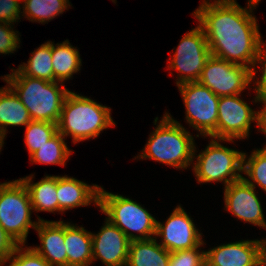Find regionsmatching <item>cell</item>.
I'll use <instances>...</instances> for the list:
<instances>
[{"mask_svg":"<svg viewBox=\"0 0 266 266\" xmlns=\"http://www.w3.org/2000/svg\"><path fill=\"white\" fill-rule=\"evenodd\" d=\"M242 8L236 1L201 4L194 17L202 27L211 55L230 63L255 66L259 45L262 41L254 5Z\"/></svg>","mask_w":266,"mask_h":266,"instance_id":"cell-1","label":"cell"},{"mask_svg":"<svg viewBox=\"0 0 266 266\" xmlns=\"http://www.w3.org/2000/svg\"><path fill=\"white\" fill-rule=\"evenodd\" d=\"M4 80L28 110L31 120L57 124L69 89L58 81H46L21 74L12 68ZM60 83V87H59Z\"/></svg>","mask_w":266,"mask_h":266,"instance_id":"cell-2","label":"cell"},{"mask_svg":"<svg viewBox=\"0 0 266 266\" xmlns=\"http://www.w3.org/2000/svg\"><path fill=\"white\" fill-rule=\"evenodd\" d=\"M154 120L157 127L149 135L148 141L137 159H152L177 169H187L193 164L194 138L170 113ZM159 123V124H157Z\"/></svg>","mask_w":266,"mask_h":266,"instance_id":"cell-3","label":"cell"},{"mask_svg":"<svg viewBox=\"0 0 266 266\" xmlns=\"http://www.w3.org/2000/svg\"><path fill=\"white\" fill-rule=\"evenodd\" d=\"M114 127L111 108L96 101L69 92L64 100L57 123L58 132L65 138L72 137L73 143L96 138L101 131Z\"/></svg>","mask_w":266,"mask_h":266,"instance_id":"cell-4","label":"cell"},{"mask_svg":"<svg viewBox=\"0 0 266 266\" xmlns=\"http://www.w3.org/2000/svg\"><path fill=\"white\" fill-rule=\"evenodd\" d=\"M99 208L130 240L154 238L157 220L147 209L130 198L110 193L101 186ZM137 232L138 234H134Z\"/></svg>","mask_w":266,"mask_h":266,"instance_id":"cell-5","label":"cell"},{"mask_svg":"<svg viewBox=\"0 0 266 266\" xmlns=\"http://www.w3.org/2000/svg\"><path fill=\"white\" fill-rule=\"evenodd\" d=\"M211 141L205 150L194 157L193 172L198 183L223 182L228 186L232 182L240 180L243 168V154L238 150L228 148L219 142H234L233 139H215ZM218 140V141H217Z\"/></svg>","mask_w":266,"mask_h":266,"instance_id":"cell-6","label":"cell"},{"mask_svg":"<svg viewBox=\"0 0 266 266\" xmlns=\"http://www.w3.org/2000/svg\"><path fill=\"white\" fill-rule=\"evenodd\" d=\"M32 204L27 187L21 179L0 183V226L18 245H25L30 228Z\"/></svg>","mask_w":266,"mask_h":266,"instance_id":"cell-7","label":"cell"},{"mask_svg":"<svg viewBox=\"0 0 266 266\" xmlns=\"http://www.w3.org/2000/svg\"><path fill=\"white\" fill-rule=\"evenodd\" d=\"M185 105L186 122L201 136L217 139L219 96L199 82L178 85Z\"/></svg>","mask_w":266,"mask_h":266,"instance_id":"cell-8","label":"cell"},{"mask_svg":"<svg viewBox=\"0 0 266 266\" xmlns=\"http://www.w3.org/2000/svg\"><path fill=\"white\" fill-rule=\"evenodd\" d=\"M211 56L202 27L187 32L176 47L169 61L168 69L178 71L177 86L187 82H198L206 61Z\"/></svg>","mask_w":266,"mask_h":266,"instance_id":"cell-9","label":"cell"},{"mask_svg":"<svg viewBox=\"0 0 266 266\" xmlns=\"http://www.w3.org/2000/svg\"><path fill=\"white\" fill-rule=\"evenodd\" d=\"M198 82L219 97L238 95L252 84V70L211 55Z\"/></svg>","mask_w":266,"mask_h":266,"instance_id":"cell-10","label":"cell"},{"mask_svg":"<svg viewBox=\"0 0 266 266\" xmlns=\"http://www.w3.org/2000/svg\"><path fill=\"white\" fill-rule=\"evenodd\" d=\"M239 97L240 94L219 97L217 139L247 138L254 121L259 130L260 111L253 110Z\"/></svg>","mask_w":266,"mask_h":266,"instance_id":"cell-11","label":"cell"},{"mask_svg":"<svg viewBox=\"0 0 266 266\" xmlns=\"http://www.w3.org/2000/svg\"><path fill=\"white\" fill-rule=\"evenodd\" d=\"M155 236L162 237L159 244L170 253L193 249L203 242L202 234L180 205L174 208L164 224L157 221Z\"/></svg>","mask_w":266,"mask_h":266,"instance_id":"cell-12","label":"cell"},{"mask_svg":"<svg viewBox=\"0 0 266 266\" xmlns=\"http://www.w3.org/2000/svg\"><path fill=\"white\" fill-rule=\"evenodd\" d=\"M225 209L238 219L266 229V220L255 187L243 178L224 187Z\"/></svg>","mask_w":266,"mask_h":266,"instance_id":"cell-13","label":"cell"},{"mask_svg":"<svg viewBox=\"0 0 266 266\" xmlns=\"http://www.w3.org/2000/svg\"><path fill=\"white\" fill-rule=\"evenodd\" d=\"M92 236V263L100 259L105 266H126L130 239L107 218L97 234Z\"/></svg>","mask_w":266,"mask_h":266,"instance_id":"cell-14","label":"cell"},{"mask_svg":"<svg viewBox=\"0 0 266 266\" xmlns=\"http://www.w3.org/2000/svg\"><path fill=\"white\" fill-rule=\"evenodd\" d=\"M205 259L216 266H257L260 263L258 239L218 245L205 251Z\"/></svg>","mask_w":266,"mask_h":266,"instance_id":"cell-15","label":"cell"},{"mask_svg":"<svg viewBox=\"0 0 266 266\" xmlns=\"http://www.w3.org/2000/svg\"><path fill=\"white\" fill-rule=\"evenodd\" d=\"M41 242V247H32L51 266H67L65 247V222L47 221L38 217L35 228Z\"/></svg>","mask_w":266,"mask_h":266,"instance_id":"cell-16","label":"cell"},{"mask_svg":"<svg viewBox=\"0 0 266 266\" xmlns=\"http://www.w3.org/2000/svg\"><path fill=\"white\" fill-rule=\"evenodd\" d=\"M100 186L88 185L73 177L57 176L58 212L88 206L94 203L99 206Z\"/></svg>","mask_w":266,"mask_h":266,"instance_id":"cell-17","label":"cell"},{"mask_svg":"<svg viewBox=\"0 0 266 266\" xmlns=\"http://www.w3.org/2000/svg\"><path fill=\"white\" fill-rule=\"evenodd\" d=\"M67 266H89L92 263V236L82 226L65 223Z\"/></svg>","mask_w":266,"mask_h":266,"instance_id":"cell-18","label":"cell"},{"mask_svg":"<svg viewBox=\"0 0 266 266\" xmlns=\"http://www.w3.org/2000/svg\"><path fill=\"white\" fill-rule=\"evenodd\" d=\"M170 252L164 249L157 237L131 240L126 266H168Z\"/></svg>","mask_w":266,"mask_h":266,"instance_id":"cell-19","label":"cell"},{"mask_svg":"<svg viewBox=\"0 0 266 266\" xmlns=\"http://www.w3.org/2000/svg\"><path fill=\"white\" fill-rule=\"evenodd\" d=\"M34 175L20 178L28 189L33 212H58L57 176H44L40 181L33 183Z\"/></svg>","mask_w":266,"mask_h":266,"instance_id":"cell-20","label":"cell"},{"mask_svg":"<svg viewBox=\"0 0 266 266\" xmlns=\"http://www.w3.org/2000/svg\"><path fill=\"white\" fill-rule=\"evenodd\" d=\"M28 110L8 86L0 88V134L6 136L7 126H27L31 122Z\"/></svg>","mask_w":266,"mask_h":266,"instance_id":"cell-21","label":"cell"},{"mask_svg":"<svg viewBox=\"0 0 266 266\" xmlns=\"http://www.w3.org/2000/svg\"><path fill=\"white\" fill-rule=\"evenodd\" d=\"M80 53L68 40L54 44L52 42V64L55 81L64 83L80 71L82 65Z\"/></svg>","mask_w":266,"mask_h":266,"instance_id":"cell-22","label":"cell"},{"mask_svg":"<svg viewBox=\"0 0 266 266\" xmlns=\"http://www.w3.org/2000/svg\"><path fill=\"white\" fill-rule=\"evenodd\" d=\"M17 70L28 77L55 81L52 64V42L47 41L39 46L32 52L27 63L20 64Z\"/></svg>","mask_w":266,"mask_h":266,"instance_id":"cell-23","label":"cell"},{"mask_svg":"<svg viewBox=\"0 0 266 266\" xmlns=\"http://www.w3.org/2000/svg\"><path fill=\"white\" fill-rule=\"evenodd\" d=\"M23 17L32 22H50L70 7L69 0H22Z\"/></svg>","mask_w":266,"mask_h":266,"instance_id":"cell-24","label":"cell"},{"mask_svg":"<svg viewBox=\"0 0 266 266\" xmlns=\"http://www.w3.org/2000/svg\"><path fill=\"white\" fill-rule=\"evenodd\" d=\"M65 140L66 139L57 132L49 141L29 155L30 161L32 163L65 166V162L70 157L71 153H73L72 150L67 147Z\"/></svg>","mask_w":266,"mask_h":266,"instance_id":"cell-25","label":"cell"},{"mask_svg":"<svg viewBox=\"0 0 266 266\" xmlns=\"http://www.w3.org/2000/svg\"><path fill=\"white\" fill-rule=\"evenodd\" d=\"M246 158L248 157L244 152L242 173L249 179L244 176L242 178L251 186L256 187L258 184L266 192V147L253 150L249 158Z\"/></svg>","mask_w":266,"mask_h":266,"instance_id":"cell-26","label":"cell"},{"mask_svg":"<svg viewBox=\"0 0 266 266\" xmlns=\"http://www.w3.org/2000/svg\"><path fill=\"white\" fill-rule=\"evenodd\" d=\"M25 128L24 138L30 155L58 132L57 124L45 121L32 120Z\"/></svg>","mask_w":266,"mask_h":266,"instance_id":"cell-27","label":"cell"},{"mask_svg":"<svg viewBox=\"0 0 266 266\" xmlns=\"http://www.w3.org/2000/svg\"><path fill=\"white\" fill-rule=\"evenodd\" d=\"M18 245L12 255L5 261H9V266H51L32 247Z\"/></svg>","mask_w":266,"mask_h":266,"instance_id":"cell-28","label":"cell"},{"mask_svg":"<svg viewBox=\"0 0 266 266\" xmlns=\"http://www.w3.org/2000/svg\"><path fill=\"white\" fill-rule=\"evenodd\" d=\"M204 244L202 242L193 249L171 252L168 266H202L205 261V251L200 252L198 249Z\"/></svg>","mask_w":266,"mask_h":266,"instance_id":"cell-29","label":"cell"},{"mask_svg":"<svg viewBox=\"0 0 266 266\" xmlns=\"http://www.w3.org/2000/svg\"><path fill=\"white\" fill-rule=\"evenodd\" d=\"M266 44L265 42L261 41L259 48H258V52H257V56H256V60H255V66L252 69V82H254V84H256L255 87V92H256V97H255V103L257 102H265L266 101ZM259 63V67H261V77L260 80L255 78L256 75V64ZM256 79V80H254Z\"/></svg>","mask_w":266,"mask_h":266,"instance_id":"cell-30","label":"cell"},{"mask_svg":"<svg viewBox=\"0 0 266 266\" xmlns=\"http://www.w3.org/2000/svg\"><path fill=\"white\" fill-rule=\"evenodd\" d=\"M9 23L0 22V54H11L20 47L19 33Z\"/></svg>","mask_w":266,"mask_h":266,"instance_id":"cell-31","label":"cell"},{"mask_svg":"<svg viewBox=\"0 0 266 266\" xmlns=\"http://www.w3.org/2000/svg\"><path fill=\"white\" fill-rule=\"evenodd\" d=\"M21 4L22 0H0V22L12 25L18 22L22 13Z\"/></svg>","mask_w":266,"mask_h":266,"instance_id":"cell-32","label":"cell"},{"mask_svg":"<svg viewBox=\"0 0 266 266\" xmlns=\"http://www.w3.org/2000/svg\"><path fill=\"white\" fill-rule=\"evenodd\" d=\"M18 244L0 226V266L12 255Z\"/></svg>","mask_w":266,"mask_h":266,"instance_id":"cell-33","label":"cell"},{"mask_svg":"<svg viewBox=\"0 0 266 266\" xmlns=\"http://www.w3.org/2000/svg\"><path fill=\"white\" fill-rule=\"evenodd\" d=\"M260 103H262L264 106H262V109L259 110L260 111L259 130L260 132L266 135V101ZM264 147H266V144Z\"/></svg>","mask_w":266,"mask_h":266,"instance_id":"cell-34","label":"cell"},{"mask_svg":"<svg viewBox=\"0 0 266 266\" xmlns=\"http://www.w3.org/2000/svg\"><path fill=\"white\" fill-rule=\"evenodd\" d=\"M259 242V255L261 266H266V239L258 240Z\"/></svg>","mask_w":266,"mask_h":266,"instance_id":"cell-35","label":"cell"},{"mask_svg":"<svg viewBox=\"0 0 266 266\" xmlns=\"http://www.w3.org/2000/svg\"><path fill=\"white\" fill-rule=\"evenodd\" d=\"M232 1H236V0H214V2H232ZM205 3H210V0H203L201 4H205Z\"/></svg>","mask_w":266,"mask_h":266,"instance_id":"cell-36","label":"cell"},{"mask_svg":"<svg viewBox=\"0 0 266 266\" xmlns=\"http://www.w3.org/2000/svg\"><path fill=\"white\" fill-rule=\"evenodd\" d=\"M261 0H248V4L257 6Z\"/></svg>","mask_w":266,"mask_h":266,"instance_id":"cell-37","label":"cell"},{"mask_svg":"<svg viewBox=\"0 0 266 266\" xmlns=\"http://www.w3.org/2000/svg\"><path fill=\"white\" fill-rule=\"evenodd\" d=\"M4 139H5V137L0 134V151H1L2 147H3V145H4Z\"/></svg>","mask_w":266,"mask_h":266,"instance_id":"cell-38","label":"cell"},{"mask_svg":"<svg viewBox=\"0 0 266 266\" xmlns=\"http://www.w3.org/2000/svg\"><path fill=\"white\" fill-rule=\"evenodd\" d=\"M202 266H216V265L210 264V263L205 259V261L203 262V265H202Z\"/></svg>","mask_w":266,"mask_h":266,"instance_id":"cell-39","label":"cell"}]
</instances>
